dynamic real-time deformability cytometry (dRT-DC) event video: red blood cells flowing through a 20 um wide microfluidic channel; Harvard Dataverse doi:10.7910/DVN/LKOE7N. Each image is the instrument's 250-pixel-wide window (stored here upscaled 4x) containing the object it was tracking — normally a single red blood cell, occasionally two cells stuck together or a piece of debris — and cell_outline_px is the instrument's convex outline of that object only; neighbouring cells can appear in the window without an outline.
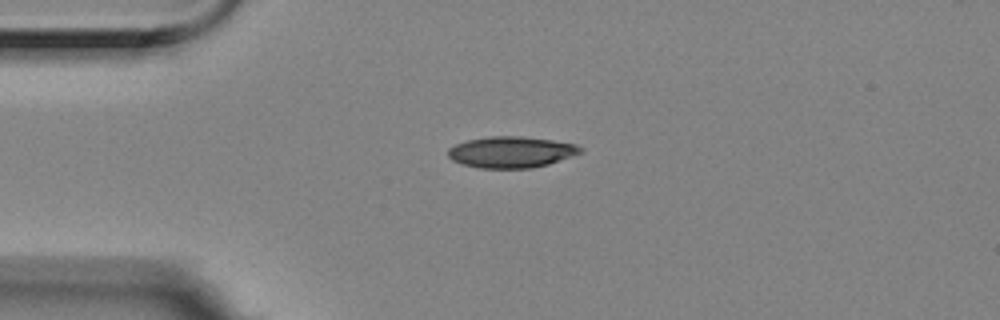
{"species": "Egyptian fruit bat (a non-hibernating species)", "species_latin": "Rousettus aegyptiacus", "temperature_condition": "room temperature", "stored_images_in_passage": 6, "camera_frame_rate_fps": 3000, "um_per_image_px": 0.085, "animal": {"sex": "female"}, "frame": {"image": 1, "passage_image": 3, "time_ms": 0.667, "image_size_px": [1000, 320], "cell_outline_px": [[584, 152], [548, 164], [532, 168], [480, 168], [460, 164], [452, 160], [448, 156], [448, 148], [456, 144], [468, 140], [488, 136], [524, 136], [552, 140], [576, 144], [584, 148]], "centroid_in_image_um": [43.46, 12.92], "position_along_channel_um": 41.5, "area_um2": 24.28}}
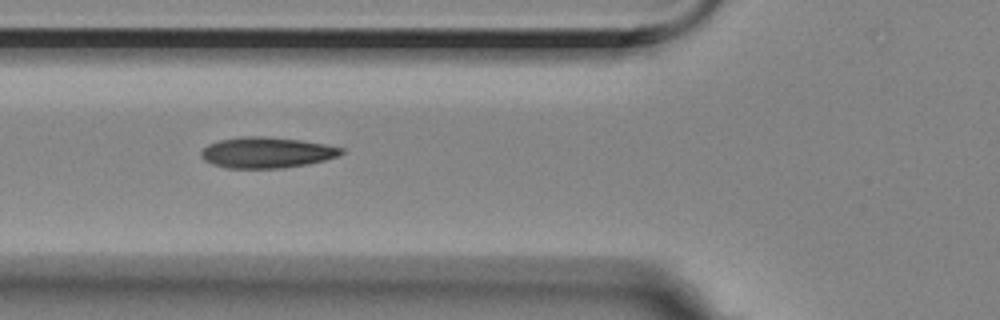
{"frame": {"image": 2, "passage_image": 5, "time_ms": 1.333, "image_size_px": [1000, 320], "cell_outline_px": [[344, 152], [340, 156], [308, 164], [284, 168], [228, 168], [212, 164], [204, 160], [200, 156], [200, 152], [208, 144], [220, 140], [240, 136], [264, 136], [300, 140], [324, 144], [344, 148]], "centroid_in_image_um": [22.67, 12.96], "position_along_channel_um": 103.1, "area_um2": 25.32}}
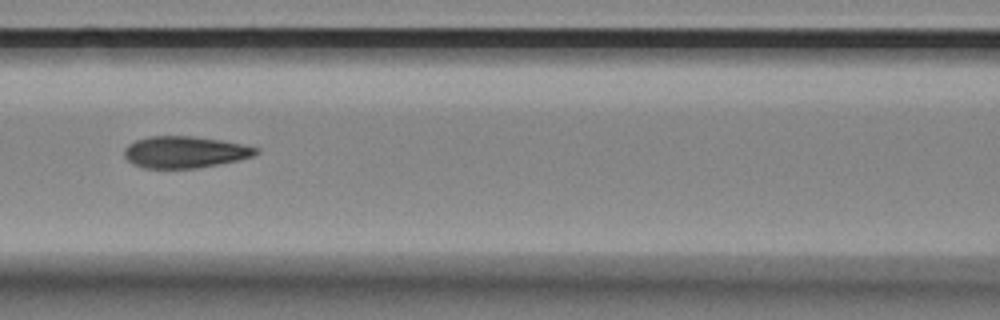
{"frame": {"image": 3, "passage_image": 6, "time_ms": 1.667, "image_size_px": [1000, 320], "cell_outline_px": [[260, 152], [252, 156], [236, 160], [196, 168], [144, 168], [132, 164], [124, 156], [124, 148], [128, 144], [136, 140], [148, 136], [192, 136], [220, 140], [260, 148]], "centroid_in_image_um": [15.67, 12.92], "position_along_channel_um": 150.9, "area_um2": 24.16}}